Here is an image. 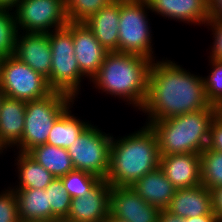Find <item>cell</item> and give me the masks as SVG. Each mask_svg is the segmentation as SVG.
I'll list each match as a JSON object with an SVG mask.
<instances>
[{"mask_svg":"<svg viewBox=\"0 0 222 222\" xmlns=\"http://www.w3.org/2000/svg\"><path fill=\"white\" fill-rule=\"evenodd\" d=\"M152 15L190 26H204L209 20V0H147Z\"/></svg>","mask_w":222,"mask_h":222,"instance_id":"cell-14","label":"cell"},{"mask_svg":"<svg viewBox=\"0 0 222 222\" xmlns=\"http://www.w3.org/2000/svg\"><path fill=\"white\" fill-rule=\"evenodd\" d=\"M45 190L47 191L51 206V219L54 217H67L70 210L71 197L67 193L61 178H54Z\"/></svg>","mask_w":222,"mask_h":222,"instance_id":"cell-29","label":"cell"},{"mask_svg":"<svg viewBox=\"0 0 222 222\" xmlns=\"http://www.w3.org/2000/svg\"><path fill=\"white\" fill-rule=\"evenodd\" d=\"M126 134L112 137L105 179L111 186L130 187L160 165L158 140L150 125L144 123Z\"/></svg>","mask_w":222,"mask_h":222,"instance_id":"cell-3","label":"cell"},{"mask_svg":"<svg viewBox=\"0 0 222 222\" xmlns=\"http://www.w3.org/2000/svg\"><path fill=\"white\" fill-rule=\"evenodd\" d=\"M131 187L148 204L160 209L168 207L176 191L160 167L146 173Z\"/></svg>","mask_w":222,"mask_h":222,"instance_id":"cell-20","label":"cell"},{"mask_svg":"<svg viewBox=\"0 0 222 222\" xmlns=\"http://www.w3.org/2000/svg\"><path fill=\"white\" fill-rule=\"evenodd\" d=\"M208 63V75L203 76L205 93L210 104L217 107L222 103V61L208 59Z\"/></svg>","mask_w":222,"mask_h":222,"instance_id":"cell-30","label":"cell"},{"mask_svg":"<svg viewBox=\"0 0 222 222\" xmlns=\"http://www.w3.org/2000/svg\"><path fill=\"white\" fill-rule=\"evenodd\" d=\"M19 209L15 191L5 186L0 191V222H19Z\"/></svg>","mask_w":222,"mask_h":222,"instance_id":"cell-31","label":"cell"},{"mask_svg":"<svg viewBox=\"0 0 222 222\" xmlns=\"http://www.w3.org/2000/svg\"><path fill=\"white\" fill-rule=\"evenodd\" d=\"M160 58L149 67L147 96L139 113L146 115L144 122L216 108L207 100L202 74L184 68L171 57Z\"/></svg>","mask_w":222,"mask_h":222,"instance_id":"cell-1","label":"cell"},{"mask_svg":"<svg viewBox=\"0 0 222 222\" xmlns=\"http://www.w3.org/2000/svg\"><path fill=\"white\" fill-rule=\"evenodd\" d=\"M201 184L208 189L222 186V152L205 148L200 153Z\"/></svg>","mask_w":222,"mask_h":222,"instance_id":"cell-25","label":"cell"},{"mask_svg":"<svg viewBox=\"0 0 222 222\" xmlns=\"http://www.w3.org/2000/svg\"><path fill=\"white\" fill-rule=\"evenodd\" d=\"M66 28L73 35L74 55L80 71L90 82L98 73L108 51L84 22H68Z\"/></svg>","mask_w":222,"mask_h":222,"instance_id":"cell-12","label":"cell"},{"mask_svg":"<svg viewBox=\"0 0 222 222\" xmlns=\"http://www.w3.org/2000/svg\"><path fill=\"white\" fill-rule=\"evenodd\" d=\"M149 13L147 0H120L118 52L142 55L152 61L160 59L155 53Z\"/></svg>","mask_w":222,"mask_h":222,"instance_id":"cell-5","label":"cell"},{"mask_svg":"<svg viewBox=\"0 0 222 222\" xmlns=\"http://www.w3.org/2000/svg\"><path fill=\"white\" fill-rule=\"evenodd\" d=\"M206 147L214 151L222 152V119L217 114L211 122Z\"/></svg>","mask_w":222,"mask_h":222,"instance_id":"cell-33","label":"cell"},{"mask_svg":"<svg viewBox=\"0 0 222 222\" xmlns=\"http://www.w3.org/2000/svg\"><path fill=\"white\" fill-rule=\"evenodd\" d=\"M0 89L5 96L32 101L53 92L47 79L14 55L3 58Z\"/></svg>","mask_w":222,"mask_h":222,"instance_id":"cell-9","label":"cell"},{"mask_svg":"<svg viewBox=\"0 0 222 222\" xmlns=\"http://www.w3.org/2000/svg\"><path fill=\"white\" fill-rule=\"evenodd\" d=\"M72 104L54 123L47 144L68 149L79 135L91 124V120L74 113ZM74 108V110H73ZM78 115V116H76Z\"/></svg>","mask_w":222,"mask_h":222,"instance_id":"cell-22","label":"cell"},{"mask_svg":"<svg viewBox=\"0 0 222 222\" xmlns=\"http://www.w3.org/2000/svg\"><path fill=\"white\" fill-rule=\"evenodd\" d=\"M91 123L67 149L75 170L105 180L109 170L110 145L113 133Z\"/></svg>","mask_w":222,"mask_h":222,"instance_id":"cell-8","label":"cell"},{"mask_svg":"<svg viewBox=\"0 0 222 222\" xmlns=\"http://www.w3.org/2000/svg\"><path fill=\"white\" fill-rule=\"evenodd\" d=\"M61 180L71 199L85 196L101 181L97 176L80 170L68 172Z\"/></svg>","mask_w":222,"mask_h":222,"instance_id":"cell-27","label":"cell"},{"mask_svg":"<svg viewBox=\"0 0 222 222\" xmlns=\"http://www.w3.org/2000/svg\"><path fill=\"white\" fill-rule=\"evenodd\" d=\"M151 63L142 55L108 52L98 73L87 84L92 83L98 93L118 99L138 113L146 100Z\"/></svg>","mask_w":222,"mask_h":222,"instance_id":"cell-2","label":"cell"},{"mask_svg":"<svg viewBox=\"0 0 222 222\" xmlns=\"http://www.w3.org/2000/svg\"><path fill=\"white\" fill-rule=\"evenodd\" d=\"M158 222H186V218H181L178 215H174L166 209H161Z\"/></svg>","mask_w":222,"mask_h":222,"instance_id":"cell-36","label":"cell"},{"mask_svg":"<svg viewBox=\"0 0 222 222\" xmlns=\"http://www.w3.org/2000/svg\"><path fill=\"white\" fill-rule=\"evenodd\" d=\"M7 154V151L3 148V146L0 144V157H4V155Z\"/></svg>","mask_w":222,"mask_h":222,"instance_id":"cell-42","label":"cell"},{"mask_svg":"<svg viewBox=\"0 0 222 222\" xmlns=\"http://www.w3.org/2000/svg\"><path fill=\"white\" fill-rule=\"evenodd\" d=\"M120 19V0H113L90 16L84 23L95 38L108 51H118V32Z\"/></svg>","mask_w":222,"mask_h":222,"instance_id":"cell-19","label":"cell"},{"mask_svg":"<svg viewBox=\"0 0 222 222\" xmlns=\"http://www.w3.org/2000/svg\"><path fill=\"white\" fill-rule=\"evenodd\" d=\"M212 209L219 222H222V186L211 189Z\"/></svg>","mask_w":222,"mask_h":222,"instance_id":"cell-34","label":"cell"},{"mask_svg":"<svg viewBox=\"0 0 222 222\" xmlns=\"http://www.w3.org/2000/svg\"><path fill=\"white\" fill-rule=\"evenodd\" d=\"M204 28H207V32H211L212 43L206 49L207 59L215 61H222V18H209L204 24Z\"/></svg>","mask_w":222,"mask_h":222,"instance_id":"cell-32","label":"cell"},{"mask_svg":"<svg viewBox=\"0 0 222 222\" xmlns=\"http://www.w3.org/2000/svg\"><path fill=\"white\" fill-rule=\"evenodd\" d=\"M14 56L47 79L52 60L50 33L18 32Z\"/></svg>","mask_w":222,"mask_h":222,"instance_id":"cell-13","label":"cell"},{"mask_svg":"<svg viewBox=\"0 0 222 222\" xmlns=\"http://www.w3.org/2000/svg\"><path fill=\"white\" fill-rule=\"evenodd\" d=\"M25 100L4 96L0 105V144L9 152L21 141L26 113Z\"/></svg>","mask_w":222,"mask_h":222,"instance_id":"cell-17","label":"cell"},{"mask_svg":"<svg viewBox=\"0 0 222 222\" xmlns=\"http://www.w3.org/2000/svg\"><path fill=\"white\" fill-rule=\"evenodd\" d=\"M5 94L2 92V90L0 89V105H1V102L4 98Z\"/></svg>","mask_w":222,"mask_h":222,"instance_id":"cell-43","label":"cell"},{"mask_svg":"<svg viewBox=\"0 0 222 222\" xmlns=\"http://www.w3.org/2000/svg\"><path fill=\"white\" fill-rule=\"evenodd\" d=\"M104 222H126L124 220H120L119 218L114 217L113 215H111L109 213V215L107 216V218L104 220Z\"/></svg>","mask_w":222,"mask_h":222,"instance_id":"cell-40","label":"cell"},{"mask_svg":"<svg viewBox=\"0 0 222 222\" xmlns=\"http://www.w3.org/2000/svg\"><path fill=\"white\" fill-rule=\"evenodd\" d=\"M113 0H65L68 22H85Z\"/></svg>","mask_w":222,"mask_h":222,"instance_id":"cell-28","label":"cell"},{"mask_svg":"<svg viewBox=\"0 0 222 222\" xmlns=\"http://www.w3.org/2000/svg\"><path fill=\"white\" fill-rule=\"evenodd\" d=\"M210 18H222V0H209Z\"/></svg>","mask_w":222,"mask_h":222,"instance_id":"cell-35","label":"cell"},{"mask_svg":"<svg viewBox=\"0 0 222 222\" xmlns=\"http://www.w3.org/2000/svg\"><path fill=\"white\" fill-rule=\"evenodd\" d=\"M20 0H0V8H6L13 10Z\"/></svg>","mask_w":222,"mask_h":222,"instance_id":"cell-38","label":"cell"},{"mask_svg":"<svg viewBox=\"0 0 222 222\" xmlns=\"http://www.w3.org/2000/svg\"><path fill=\"white\" fill-rule=\"evenodd\" d=\"M166 210L181 218L214 214L211 190L203 184L191 188L176 189Z\"/></svg>","mask_w":222,"mask_h":222,"instance_id":"cell-18","label":"cell"},{"mask_svg":"<svg viewBox=\"0 0 222 222\" xmlns=\"http://www.w3.org/2000/svg\"><path fill=\"white\" fill-rule=\"evenodd\" d=\"M159 167L176 189L201 184L200 153H179L161 156Z\"/></svg>","mask_w":222,"mask_h":222,"instance_id":"cell-16","label":"cell"},{"mask_svg":"<svg viewBox=\"0 0 222 222\" xmlns=\"http://www.w3.org/2000/svg\"><path fill=\"white\" fill-rule=\"evenodd\" d=\"M216 114V108H206L145 124L155 132L161 156L201 153L207 146L210 125Z\"/></svg>","mask_w":222,"mask_h":222,"instance_id":"cell-4","label":"cell"},{"mask_svg":"<svg viewBox=\"0 0 222 222\" xmlns=\"http://www.w3.org/2000/svg\"><path fill=\"white\" fill-rule=\"evenodd\" d=\"M2 60H3V58L0 56V81H1V67H2Z\"/></svg>","mask_w":222,"mask_h":222,"instance_id":"cell-45","label":"cell"},{"mask_svg":"<svg viewBox=\"0 0 222 222\" xmlns=\"http://www.w3.org/2000/svg\"><path fill=\"white\" fill-rule=\"evenodd\" d=\"M16 193L20 220L47 221L51 206L45 189H13Z\"/></svg>","mask_w":222,"mask_h":222,"instance_id":"cell-23","label":"cell"},{"mask_svg":"<svg viewBox=\"0 0 222 222\" xmlns=\"http://www.w3.org/2000/svg\"><path fill=\"white\" fill-rule=\"evenodd\" d=\"M27 154L47 169L55 178L75 170L67 149L47 143L33 147Z\"/></svg>","mask_w":222,"mask_h":222,"instance_id":"cell-24","label":"cell"},{"mask_svg":"<svg viewBox=\"0 0 222 222\" xmlns=\"http://www.w3.org/2000/svg\"><path fill=\"white\" fill-rule=\"evenodd\" d=\"M13 153L15 156L13 157L15 158L13 166H16L14 168L16 174L14 175L17 177V181H15V184L14 182L8 184L12 189H46L55 178L27 153L18 151H13Z\"/></svg>","mask_w":222,"mask_h":222,"instance_id":"cell-21","label":"cell"},{"mask_svg":"<svg viewBox=\"0 0 222 222\" xmlns=\"http://www.w3.org/2000/svg\"><path fill=\"white\" fill-rule=\"evenodd\" d=\"M17 33L13 10L0 8V56L2 58L14 55Z\"/></svg>","mask_w":222,"mask_h":222,"instance_id":"cell-26","label":"cell"},{"mask_svg":"<svg viewBox=\"0 0 222 222\" xmlns=\"http://www.w3.org/2000/svg\"><path fill=\"white\" fill-rule=\"evenodd\" d=\"M217 115L222 119V103H220L217 107Z\"/></svg>","mask_w":222,"mask_h":222,"instance_id":"cell-41","label":"cell"},{"mask_svg":"<svg viewBox=\"0 0 222 222\" xmlns=\"http://www.w3.org/2000/svg\"><path fill=\"white\" fill-rule=\"evenodd\" d=\"M76 99L53 91L45 98L27 101L24 132L21 141L12 149L27 153L33 147L47 142L55 121L72 105Z\"/></svg>","mask_w":222,"mask_h":222,"instance_id":"cell-6","label":"cell"},{"mask_svg":"<svg viewBox=\"0 0 222 222\" xmlns=\"http://www.w3.org/2000/svg\"><path fill=\"white\" fill-rule=\"evenodd\" d=\"M111 185L101 180L85 196L71 199L68 218L74 222H104L109 215Z\"/></svg>","mask_w":222,"mask_h":222,"instance_id":"cell-15","label":"cell"},{"mask_svg":"<svg viewBox=\"0 0 222 222\" xmlns=\"http://www.w3.org/2000/svg\"><path fill=\"white\" fill-rule=\"evenodd\" d=\"M19 222H45V221H35V220H20Z\"/></svg>","mask_w":222,"mask_h":222,"instance_id":"cell-44","label":"cell"},{"mask_svg":"<svg viewBox=\"0 0 222 222\" xmlns=\"http://www.w3.org/2000/svg\"><path fill=\"white\" fill-rule=\"evenodd\" d=\"M13 12L18 32L50 33L68 24L65 0H20Z\"/></svg>","mask_w":222,"mask_h":222,"instance_id":"cell-10","label":"cell"},{"mask_svg":"<svg viewBox=\"0 0 222 222\" xmlns=\"http://www.w3.org/2000/svg\"><path fill=\"white\" fill-rule=\"evenodd\" d=\"M50 45L52 60L48 84L53 91L65 93L78 103L84 80L88 79L81 73L74 55L73 35L66 27L52 31Z\"/></svg>","mask_w":222,"mask_h":222,"instance_id":"cell-7","label":"cell"},{"mask_svg":"<svg viewBox=\"0 0 222 222\" xmlns=\"http://www.w3.org/2000/svg\"><path fill=\"white\" fill-rule=\"evenodd\" d=\"M186 222H219L215 214H205L198 217H186Z\"/></svg>","mask_w":222,"mask_h":222,"instance_id":"cell-37","label":"cell"},{"mask_svg":"<svg viewBox=\"0 0 222 222\" xmlns=\"http://www.w3.org/2000/svg\"><path fill=\"white\" fill-rule=\"evenodd\" d=\"M160 212L131 186H111L109 213L114 217L126 222H158Z\"/></svg>","mask_w":222,"mask_h":222,"instance_id":"cell-11","label":"cell"},{"mask_svg":"<svg viewBox=\"0 0 222 222\" xmlns=\"http://www.w3.org/2000/svg\"><path fill=\"white\" fill-rule=\"evenodd\" d=\"M45 222H74V221L68 217H54V218L47 220Z\"/></svg>","mask_w":222,"mask_h":222,"instance_id":"cell-39","label":"cell"}]
</instances>
